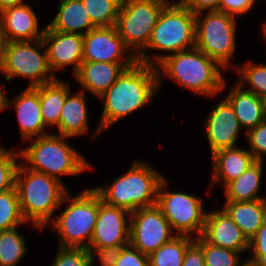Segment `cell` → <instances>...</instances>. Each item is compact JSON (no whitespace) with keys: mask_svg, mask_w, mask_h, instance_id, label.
I'll list each match as a JSON object with an SVG mask.
<instances>
[{"mask_svg":"<svg viewBox=\"0 0 266 266\" xmlns=\"http://www.w3.org/2000/svg\"><path fill=\"white\" fill-rule=\"evenodd\" d=\"M51 266H90L89 250L58 246L57 254Z\"/></svg>","mask_w":266,"mask_h":266,"instance_id":"35","label":"cell"},{"mask_svg":"<svg viewBox=\"0 0 266 266\" xmlns=\"http://www.w3.org/2000/svg\"><path fill=\"white\" fill-rule=\"evenodd\" d=\"M205 118L203 127L211 155L217 151L238 146L236 142L243 128L226 98L214 105Z\"/></svg>","mask_w":266,"mask_h":266,"instance_id":"16","label":"cell"},{"mask_svg":"<svg viewBox=\"0 0 266 266\" xmlns=\"http://www.w3.org/2000/svg\"><path fill=\"white\" fill-rule=\"evenodd\" d=\"M256 0H221L219 11L234 17L243 15L254 8Z\"/></svg>","mask_w":266,"mask_h":266,"instance_id":"40","label":"cell"},{"mask_svg":"<svg viewBox=\"0 0 266 266\" xmlns=\"http://www.w3.org/2000/svg\"><path fill=\"white\" fill-rule=\"evenodd\" d=\"M201 237L213 246L231 249L241 254L249 250V241L222 208L207 211Z\"/></svg>","mask_w":266,"mask_h":266,"instance_id":"19","label":"cell"},{"mask_svg":"<svg viewBox=\"0 0 266 266\" xmlns=\"http://www.w3.org/2000/svg\"><path fill=\"white\" fill-rule=\"evenodd\" d=\"M124 246L104 247V248H89L90 266H94L95 257L99 258L100 266H115L121 254V249ZM96 254V255H95Z\"/></svg>","mask_w":266,"mask_h":266,"instance_id":"38","label":"cell"},{"mask_svg":"<svg viewBox=\"0 0 266 266\" xmlns=\"http://www.w3.org/2000/svg\"><path fill=\"white\" fill-rule=\"evenodd\" d=\"M0 74H4L8 82L23 77L29 80L27 87L33 88L57 79L49 68L42 39L4 42Z\"/></svg>","mask_w":266,"mask_h":266,"instance_id":"8","label":"cell"},{"mask_svg":"<svg viewBox=\"0 0 266 266\" xmlns=\"http://www.w3.org/2000/svg\"><path fill=\"white\" fill-rule=\"evenodd\" d=\"M222 209L249 241L266 221V199L244 202L225 201Z\"/></svg>","mask_w":266,"mask_h":266,"instance_id":"24","label":"cell"},{"mask_svg":"<svg viewBox=\"0 0 266 266\" xmlns=\"http://www.w3.org/2000/svg\"><path fill=\"white\" fill-rule=\"evenodd\" d=\"M245 139L249 144L248 149L256 161H264L266 158V120L245 133Z\"/></svg>","mask_w":266,"mask_h":266,"instance_id":"36","label":"cell"},{"mask_svg":"<svg viewBox=\"0 0 266 266\" xmlns=\"http://www.w3.org/2000/svg\"><path fill=\"white\" fill-rule=\"evenodd\" d=\"M115 266H149V257L128 244L121 249Z\"/></svg>","mask_w":266,"mask_h":266,"instance_id":"39","label":"cell"},{"mask_svg":"<svg viewBox=\"0 0 266 266\" xmlns=\"http://www.w3.org/2000/svg\"><path fill=\"white\" fill-rule=\"evenodd\" d=\"M19 163V151L0 145V194L15 187V174Z\"/></svg>","mask_w":266,"mask_h":266,"instance_id":"33","label":"cell"},{"mask_svg":"<svg viewBox=\"0 0 266 266\" xmlns=\"http://www.w3.org/2000/svg\"><path fill=\"white\" fill-rule=\"evenodd\" d=\"M194 239L187 235L175 236L148 256L149 266H182L186 248Z\"/></svg>","mask_w":266,"mask_h":266,"instance_id":"28","label":"cell"},{"mask_svg":"<svg viewBox=\"0 0 266 266\" xmlns=\"http://www.w3.org/2000/svg\"><path fill=\"white\" fill-rule=\"evenodd\" d=\"M165 177L145 161L131 164L126 173L108 185L92 187L111 206L134 212L157 204L158 189Z\"/></svg>","mask_w":266,"mask_h":266,"instance_id":"5","label":"cell"},{"mask_svg":"<svg viewBox=\"0 0 266 266\" xmlns=\"http://www.w3.org/2000/svg\"><path fill=\"white\" fill-rule=\"evenodd\" d=\"M186 0H179V1H177V2H175V4H182V3H184Z\"/></svg>","mask_w":266,"mask_h":266,"instance_id":"48","label":"cell"},{"mask_svg":"<svg viewBox=\"0 0 266 266\" xmlns=\"http://www.w3.org/2000/svg\"><path fill=\"white\" fill-rule=\"evenodd\" d=\"M87 106L84 91L78 90L75 93L70 91L67 94L60 114L56 134L69 138L81 137L83 134H86L89 126V108Z\"/></svg>","mask_w":266,"mask_h":266,"instance_id":"22","label":"cell"},{"mask_svg":"<svg viewBox=\"0 0 266 266\" xmlns=\"http://www.w3.org/2000/svg\"><path fill=\"white\" fill-rule=\"evenodd\" d=\"M264 161H256L241 176L232 180L224 187L225 201L244 202L266 199L260 195Z\"/></svg>","mask_w":266,"mask_h":266,"instance_id":"26","label":"cell"},{"mask_svg":"<svg viewBox=\"0 0 266 266\" xmlns=\"http://www.w3.org/2000/svg\"><path fill=\"white\" fill-rule=\"evenodd\" d=\"M70 91L69 82L67 83L59 78L51 83L39 86L41 115L47 127L53 129L59 125L60 114Z\"/></svg>","mask_w":266,"mask_h":266,"instance_id":"27","label":"cell"},{"mask_svg":"<svg viewBox=\"0 0 266 266\" xmlns=\"http://www.w3.org/2000/svg\"><path fill=\"white\" fill-rule=\"evenodd\" d=\"M168 184L166 178L161 181L156 205L177 235L200 237L204 230L207 214V210L203 209V201L187 192H170L167 190Z\"/></svg>","mask_w":266,"mask_h":266,"instance_id":"11","label":"cell"},{"mask_svg":"<svg viewBox=\"0 0 266 266\" xmlns=\"http://www.w3.org/2000/svg\"><path fill=\"white\" fill-rule=\"evenodd\" d=\"M205 266H240L241 253L231 249L216 247L202 238Z\"/></svg>","mask_w":266,"mask_h":266,"instance_id":"34","label":"cell"},{"mask_svg":"<svg viewBox=\"0 0 266 266\" xmlns=\"http://www.w3.org/2000/svg\"><path fill=\"white\" fill-rule=\"evenodd\" d=\"M177 234L157 205L144 207L130 215L129 244L150 255Z\"/></svg>","mask_w":266,"mask_h":266,"instance_id":"12","label":"cell"},{"mask_svg":"<svg viewBox=\"0 0 266 266\" xmlns=\"http://www.w3.org/2000/svg\"><path fill=\"white\" fill-rule=\"evenodd\" d=\"M47 25L52 30L80 35L96 27L81 0H60L57 14Z\"/></svg>","mask_w":266,"mask_h":266,"instance_id":"25","label":"cell"},{"mask_svg":"<svg viewBox=\"0 0 266 266\" xmlns=\"http://www.w3.org/2000/svg\"><path fill=\"white\" fill-rule=\"evenodd\" d=\"M6 95L7 94L3 92L2 86H0V113L6 111Z\"/></svg>","mask_w":266,"mask_h":266,"instance_id":"44","label":"cell"},{"mask_svg":"<svg viewBox=\"0 0 266 266\" xmlns=\"http://www.w3.org/2000/svg\"><path fill=\"white\" fill-rule=\"evenodd\" d=\"M3 44H4V41H3L1 30H0V68H1V63H2Z\"/></svg>","mask_w":266,"mask_h":266,"instance_id":"45","label":"cell"},{"mask_svg":"<svg viewBox=\"0 0 266 266\" xmlns=\"http://www.w3.org/2000/svg\"><path fill=\"white\" fill-rule=\"evenodd\" d=\"M42 41L47 52L48 65L54 74L56 70L72 66L74 76L83 62V35L52 30L46 25Z\"/></svg>","mask_w":266,"mask_h":266,"instance_id":"15","label":"cell"},{"mask_svg":"<svg viewBox=\"0 0 266 266\" xmlns=\"http://www.w3.org/2000/svg\"><path fill=\"white\" fill-rule=\"evenodd\" d=\"M5 107L15 109L23 142L49 134L41 115L39 86L26 87L13 99L6 95Z\"/></svg>","mask_w":266,"mask_h":266,"instance_id":"17","label":"cell"},{"mask_svg":"<svg viewBox=\"0 0 266 266\" xmlns=\"http://www.w3.org/2000/svg\"><path fill=\"white\" fill-rule=\"evenodd\" d=\"M156 69L159 92L166 76L182 88L208 98H215L227 87L223 75L226 70L222 71L224 68L217 61L196 47L165 57Z\"/></svg>","mask_w":266,"mask_h":266,"instance_id":"2","label":"cell"},{"mask_svg":"<svg viewBox=\"0 0 266 266\" xmlns=\"http://www.w3.org/2000/svg\"><path fill=\"white\" fill-rule=\"evenodd\" d=\"M194 47L195 14L183 4L171 2L163 8L147 47L136 58L137 62L156 66L165 57ZM150 49L163 54L152 56L147 52Z\"/></svg>","mask_w":266,"mask_h":266,"instance_id":"6","label":"cell"},{"mask_svg":"<svg viewBox=\"0 0 266 266\" xmlns=\"http://www.w3.org/2000/svg\"><path fill=\"white\" fill-rule=\"evenodd\" d=\"M15 187L24 220L41 231L54 219V213L64 205L63 198L69 193L62 181L32 171L21 162L15 174Z\"/></svg>","mask_w":266,"mask_h":266,"instance_id":"3","label":"cell"},{"mask_svg":"<svg viewBox=\"0 0 266 266\" xmlns=\"http://www.w3.org/2000/svg\"><path fill=\"white\" fill-rule=\"evenodd\" d=\"M28 224L20 211L16 187L0 194V232Z\"/></svg>","mask_w":266,"mask_h":266,"instance_id":"32","label":"cell"},{"mask_svg":"<svg viewBox=\"0 0 266 266\" xmlns=\"http://www.w3.org/2000/svg\"><path fill=\"white\" fill-rule=\"evenodd\" d=\"M25 2V0H0V12L7 8L24 4Z\"/></svg>","mask_w":266,"mask_h":266,"instance_id":"43","label":"cell"},{"mask_svg":"<svg viewBox=\"0 0 266 266\" xmlns=\"http://www.w3.org/2000/svg\"><path fill=\"white\" fill-rule=\"evenodd\" d=\"M262 102H263V109H264V115H265V120H266V95L262 97Z\"/></svg>","mask_w":266,"mask_h":266,"instance_id":"46","label":"cell"},{"mask_svg":"<svg viewBox=\"0 0 266 266\" xmlns=\"http://www.w3.org/2000/svg\"><path fill=\"white\" fill-rule=\"evenodd\" d=\"M167 0H122L116 27L137 57L146 47Z\"/></svg>","mask_w":266,"mask_h":266,"instance_id":"10","label":"cell"},{"mask_svg":"<svg viewBox=\"0 0 266 266\" xmlns=\"http://www.w3.org/2000/svg\"><path fill=\"white\" fill-rule=\"evenodd\" d=\"M17 228L0 232V266H17L27 253L26 240Z\"/></svg>","mask_w":266,"mask_h":266,"instance_id":"29","label":"cell"},{"mask_svg":"<svg viewBox=\"0 0 266 266\" xmlns=\"http://www.w3.org/2000/svg\"><path fill=\"white\" fill-rule=\"evenodd\" d=\"M236 22V17L220 11L195 14V47L224 70L236 52Z\"/></svg>","mask_w":266,"mask_h":266,"instance_id":"9","label":"cell"},{"mask_svg":"<svg viewBox=\"0 0 266 266\" xmlns=\"http://www.w3.org/2000/svg\"><path fill=\"white\" fill-rule=\"evenodd\" d=\"M130 215L125 209L106 204L100 196L99 212L89 248L127 246Z\"/></svg>","mask_w":266,"mask_h":266,"instance_id":"14","label":"cell"},{"mask_svg":"<svg viewBox=\"0 0 266 266\" xmlns=\"http://www.w3.org/2000/svg\"><path fill=\"white\" fill-rule=\"evenodd\" d=\"M39 28L37 14L27 2L0 12V30L4 42L40 40L46 26Z\"/></svg>","mask_w":266,"mask_h":266,"instance_id":"18","label":"cell"},{"mask_svg":"<svg viewBox=\"0 0 266 266\" xmlns=\"http://www.w3.org/2000/svg\"><path fill=\"white\" fill-rule=\"evenodd\" d=\"M221 0H186L182 3L194 14L203 11H219V4Z\"/></svg>","mask_w":266,"mask_h":266,"instance_id":"42","label":"cell"},{"mask_svg":"<svg viewBox=\"0 0 266 266\" xmlns=\"http://www.w3.org/2000/svg\"><path fill=\"white\" fill-rule=\"evenodd\" d=\"M249 251L252 255L248 261L266 266V221L249 240Z\"/></svg>","mask_w":266,"mask_h":266,"instance_id":"37","label":"cell"},{"mask_svg":"<svg viewBox=\"0 0 266 266\" xmlns=\"http://www.w3.org/2000/svg\"><path fill=\"white\" fill-rule=\"evenodd\" d=\"M212 158V176L209 186L211 189L215 184L223 188L232 180L241 176L252 164L256 162L248 149L234 147L223 149L211 155Z\"/></svg>","mask_w":266,"mask_h":266,"instance_id":"21","label":"cell"},{"mask_svg":"<svg viewBox=\"0 0 266 266\" xmlns=\"http://www.w3.org/2000/svg\"><path fill=\"white\" fill-rule=\"evenodd\" d=\"M262 33H263V40L266 41V28H262Z\"/></svg>","mask_w":266,"mask_h":266,"instance_id":"47","label":"cell"},{"mask_svg":"<svg viewBox=\"0 0 266 266\" xmlns=\"http://www.w3.org/2000/svg\"><path fill=\"white\" fill-rule=\"evenodd\" d=\"M65 210L49 223L58 234V246L89 249L100 206V195L91 187L75 197L63 198Z\"/></svg>","mask_w":266,"mask_h":266,"instance_id":"7","label":"cell"},{"mask_svg":"<svg viewBox=\"0 0 266 266\" xmlns=\"http://www.w3.org/2000/svg\"><path fill=\"white\" fill-rule=\"evenodd\" d=\"M225 96L233 107L241 127L245 129V133L265 120L262 98L246 90L237 82Z\"/></svg>","mask_w":266,"mask_h":266,"instance_id":"23","label":"cell"},{"mask_svg":"<svg viewBox=\"0 0 266 266\" xmlns=\"http://www.w3.org/2000/svg\"><path fill=\"white\" fill-rule=\"evenodd\" d=\"M96 27L116 26L122 0H81Z\"/></svg>","mask_w":266,"mask_h":266,"instance_id":"30","label":"cell"},{"mask_svg":"<svg viewBox=\"0 0 266 266\" xmlns=\"http://www.w3.org/2000/svg\"><path fill=\"white\" fill-rule=\"evenodd\" d=\"M159 93L156 66L136 62L126 69L118 80L98 99L103 101L99 125L93 138L121 121L128 115L144 108Z\"/></svg>","mask_w":266,"mask_h":266,"instance_id":"1","label":"cell"},{"mask_svg":"<svg viewBox=\"0 0 266 266\" xmlns=\"http://www.w3.org/2000/svg\"><path fill=\"white\" fill-rule=\"evenodd\" d=\"M262 28H266V22L264 21Z\"/></svg>","mask_w":266,"mask_h":266,"instance_id":"49","label":"cell"},{"mask_svg":"<svg viewBox=\"0 0 266 266\" xmlns=\"http://www.w3.org/2000/svg\"><path fill=\"white\" fill-rule=\"evenodd\" d=\"M83 61L135 64L116 26L95 27L83 35Z\"/></svg>","mask_w":266,"mask_h":266,"instance_id":"13","label":"cell"},{"mask_svg":"<svg viewBox=\"0 0 266 266\" xmlns=\"http://www.w3.org/2000/svg\"><path fill=\"white\" fill-rule=\"evenodd\" d=\"M69 137L54 132L27 141L20 148V162L28 169L61 180L60 176L79 175L93 168L80 152L68 143Z\"/></svg>","mask_w":266,"mask_h":266,"instance_id":"4","label":"cell"},{"mask_svg":"<svg viewBox=\"0 0 266 266\" xmlns=\"http://www.w3.org/2000/svg\"><path fill=\"white\" fill-rule=\"evenodd\" d=\"M133 65L83 61L73 77L81 86V91H88L99 98Z\"/></svg>","mask_w":266,"mask_h":266,"instance_id":"20","label":"cell"},{"mask_svg":"<svg viewBox=\"0 0 266 266\" xmlns=\"http://www.w3.org/2000/svg\"><path fill=\"white\" fill-rule=\"evenodd\" d=\"M182 266H205L201 236L187 246Z\"/></svg>","mask_w":266,"mask_h":266,"instance_id":"41","label":"cell"},{"mask_svg":"<svg viewBox=\"0 0 266 266\" xmlns=\"http://www.w3.org/2000/svg\"><path fill=\"white\" fill-rule=\"evenodd\" d=\"M237 75H239L237 83L246 90L263 97L266 95V63H255L252 61L235 66ZM244 84L250 86H244Z\"/></svg>","mask_w":266,"mask_h":266,"instance_id":"31","label":"cell"}]
</instances>
